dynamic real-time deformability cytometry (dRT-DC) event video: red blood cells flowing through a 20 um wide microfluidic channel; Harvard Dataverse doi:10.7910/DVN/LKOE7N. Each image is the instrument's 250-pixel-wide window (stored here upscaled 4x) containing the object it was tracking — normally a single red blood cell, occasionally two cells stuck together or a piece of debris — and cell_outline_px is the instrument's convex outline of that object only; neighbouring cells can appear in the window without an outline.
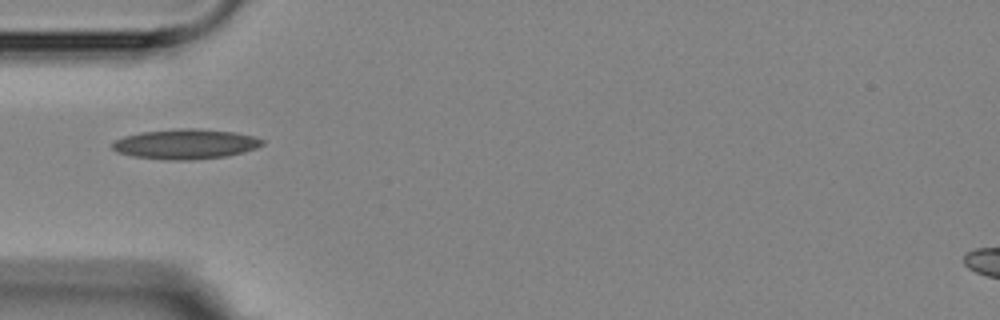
{"species": "Egyptian fruit bat (a non-hibernating species)", "species_latin": "Rousettus aegyptiacus", "temperature_condition": "room temperature", "stored_images_in_passage": 10, "camera_frame_rate_fps": 3000, "um_per_image_px": 0.085, "animal": {"sex": "female"}, "frame": {"image": 1, "passage_image": 5, "time_ms": 6.0, "image_size_px": [1000, 320], "cell_outline_px": [[264, 144], [256, 148], [244, 152], [228, 156], [192, 160], [168, 160], [132, 156], [116, 152], [112, 148], [112, 144], [116, 140], [124, 136], [140, 132], [176, 128], [196, 128], [236, 132], [256, 136], [264, 140]], "centroid_in_image_um": [15.8, 12.24], "position_along_channel_um": 69.2, "area_um2": 26.53}}
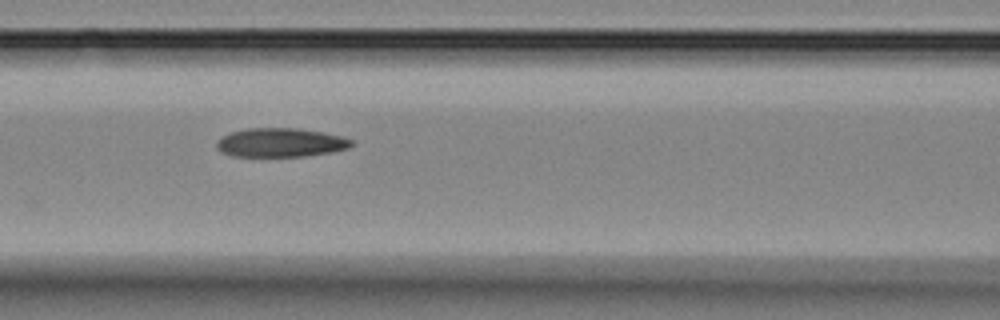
{"frame": {"image": 2, "passage_image": 7, "time_ms": 8.0, "image_size_px": [1000, 320], "cell_outline_px": [[356, 144], [348, 148], [332, 152], [304, 156], [232, 156], [220, 152], [216, 148], [216, 140], [220, 136], [232, 132], [248, 128], [296, 128], [344, 136], [352, 140]], "centroid_in_image_um": [23.83, 12.12], "position_along_channel_um": 142.8, "area_um2": 22.89}}
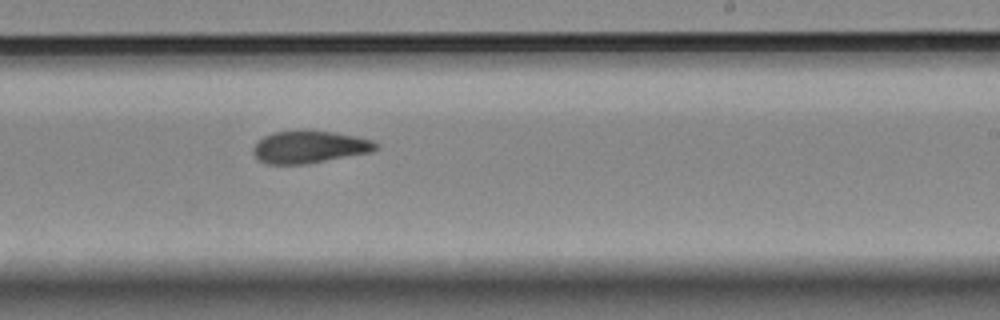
{"frame": {"image": 3, "passage_image": 10, "time_ms": 11.333, "image_size_px": [1000, 320], "cell_outline_px": [[380, 148], [372, 152], [308, 164], [268, 164], [260, 160], [252, 152], [252, 148], [264, 136], [272, 132], [332, 132], [356, 136], [372, 140], [380, 144]], "centroid_in_image_um": [26.36, 12.52], "position_along_channel_um": 262.6, "area_um2": 22.83}}